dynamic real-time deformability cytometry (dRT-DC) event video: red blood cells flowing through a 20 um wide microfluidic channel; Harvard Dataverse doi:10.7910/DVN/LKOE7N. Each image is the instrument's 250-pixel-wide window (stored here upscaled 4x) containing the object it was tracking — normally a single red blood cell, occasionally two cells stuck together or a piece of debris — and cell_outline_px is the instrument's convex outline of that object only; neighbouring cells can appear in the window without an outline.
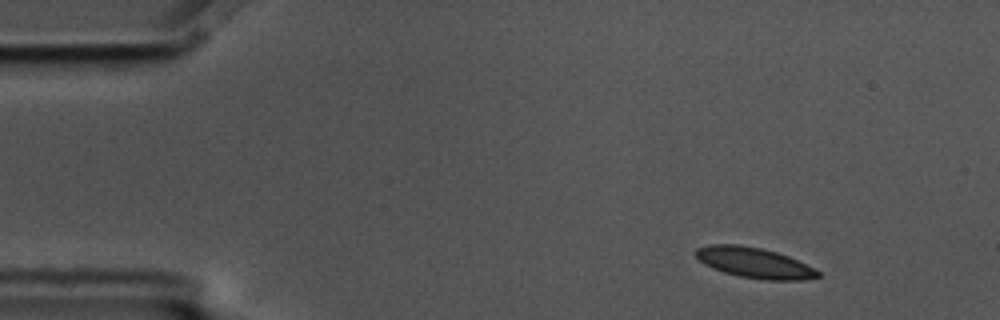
{"species": "common noctule bat (a hibernating species)", "species_latin": "Nyctalus noctula", "temperature_condition": "cold", "stored_images_in_passage": 8, "camera_frame_rate_fps": 3000, "um_per_image_px": 0.085, "animal": {"sex": "male", "body_mass_g": 17.5, "forearm_length_mm": 52.3}, "frame": {"image": 1, "passage_image": 1, "time_ms": 0.0, "image_size_px": [1000, 320], "cell_outline_px": [[820, 276], [804, 280], [768, 280], [740, 276], [724, 272], [712, 268], [704, 264], [692, 252], [696, 248], [708, 244], [740, 244], [760, 248], [776, 252], [788, 256], [820, 272]], "centroid_in_image_um": [64.05, 22.32], "position_along_channel_um": 20.9, "area_um2": 21.56}}
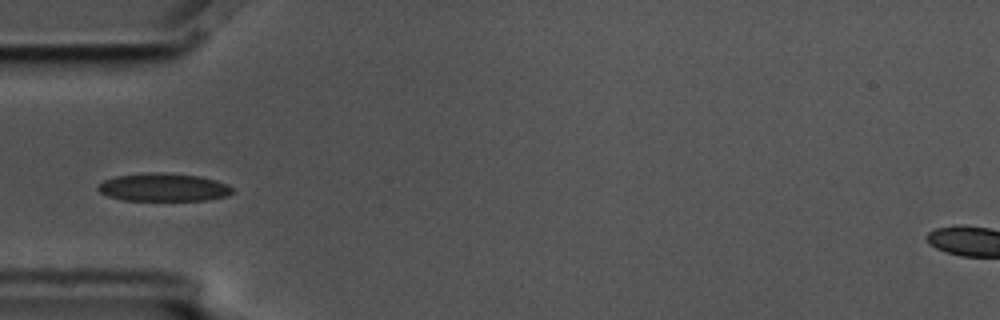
{"frame": {"image": 2, "passage_image": 4, "time_ms": 1.0, "image_size_px": [1000, 320], "cell_outline_px": [[232, 192], [228, 196], [208, 200], [124, 200], [108, 196], [100, 192], [96, 188], [96, 184], [104, 180], [116, 176], [152, 172], [160, 172], [200, 176], [216, 180], [228, 184], [232, 188]], "centroid_in_image_um": [13.89, 15.92], "position_along_channel_um": 71.1, "area_um2": 22.02}}
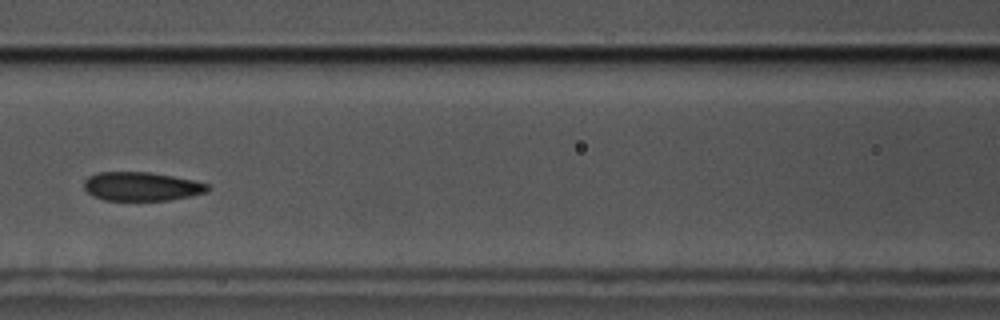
{"frame": {"image": 3, "passage_image": 6, "time_ms": 1.667, "image_size_px": [1000, 320], "cell_outline_px": [[212, 188], [208, 192], [168, 200], [104, 200], [92, 196], [84, 188], [84, 180], [88, 176], [96, 172], [148, 172], [172, 176], [192, 180], [208, 184]], "centroid_in_image_um": [12.01, 15.84], "position_along_channel_um": 154.6, "area_um2": 20.75}}